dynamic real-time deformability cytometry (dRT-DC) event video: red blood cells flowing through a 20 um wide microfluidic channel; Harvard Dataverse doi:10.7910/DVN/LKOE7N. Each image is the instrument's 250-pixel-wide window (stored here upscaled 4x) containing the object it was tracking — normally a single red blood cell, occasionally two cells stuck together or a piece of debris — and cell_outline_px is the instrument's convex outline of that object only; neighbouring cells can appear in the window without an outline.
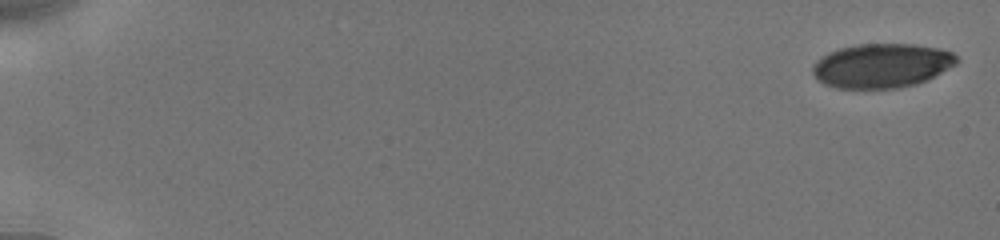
{"species": "human", "species_latin": "Homo sapiens", "temperature_condition": "cold", "stored_images_in_passage": 7, "camera_frame_rate_fps": 3000, "um_per_image_px": 0.085, "donor": {"sex": "male"}, "frame": {"image": 1, "passage_image": 1, "time_ms": 0.0, "image_size_px": [1000, 240], "cell_outline_px": [[960, 60], [956, 64], [928, 80], [916, 84], [900, 88], [836, 88], [824, 84], [812, 72], [812, 64], [820, 56], [828, 52], [840, 48], [856, 44], [912, 44], [940, 48], [952, 52]], "centroid_in_image_um": [74.95, 5.57], "position_along_channel_um": 10.0, "area_um2": 37.4}}
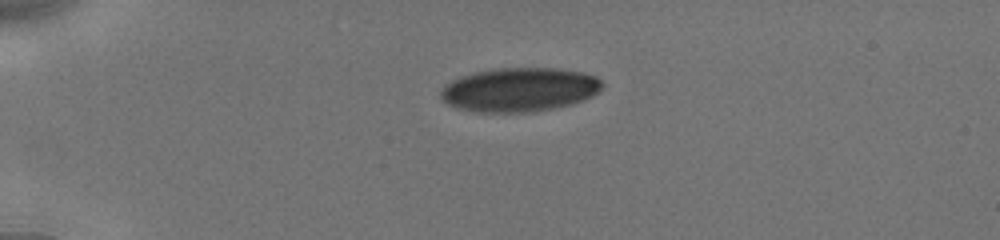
{"frame": {"image": 2, "passage_image": 5, "time_ms": 4.333, "image_size_px": [1000, 240], "cell_outline_px": [[604, 84], [592, 96], [584, 100], [572, 104], [532, 112], [476, 112], [456, 108], [448, 104], [440, 96], [440, 88], [444, 84], [460, 76], [492, 68], [556, 68], [580, 72], [596, 76]], "centroid_in_image_um": [44.11, 7.62], "position_along_channel_um": 40.9, "area_um2": 41.5}}